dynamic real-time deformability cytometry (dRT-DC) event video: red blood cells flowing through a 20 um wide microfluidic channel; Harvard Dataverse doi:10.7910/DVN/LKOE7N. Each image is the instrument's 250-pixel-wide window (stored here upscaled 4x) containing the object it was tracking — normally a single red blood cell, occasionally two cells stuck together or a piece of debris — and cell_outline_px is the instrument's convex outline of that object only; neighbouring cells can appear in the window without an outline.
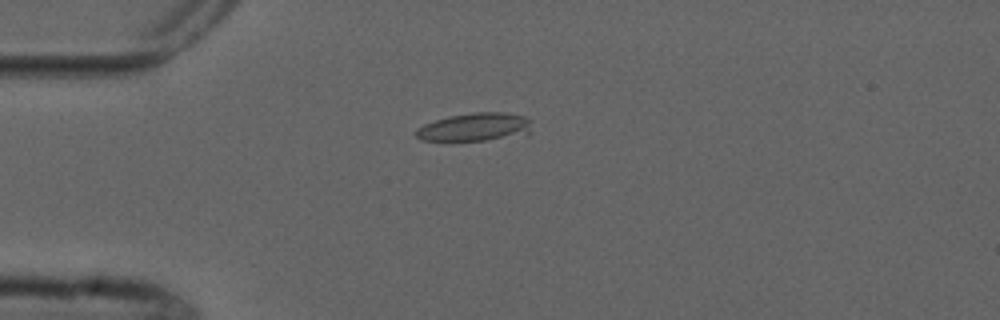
{"species": "common noctule bat (a hibernating species)", "species_latin": "Nyctalus noctula", "temperature_condition": "cold", "stored_images_in_passage": 7, "camera_frame_rate_fps": 3000, "um_per_image_px": 0.085, "animal": {"sex": "male", "forearm_length_mm": 52.5}, "frame": {"image": 1, "passage_image": 5, "time_ms": 4.667, "image_size_px": [1000, 320], "cell_outline_px": [[532, 132], [528, 136], [484, 140], [420, 140], [416, 136], [416, 128], [424, 124], [448, 116], [472, 112], [504, 112], [528, 116]], "centroid_in_image_um": [40.46, 10.8], "position_along_channel_um": 44.5, "area_um2": 19.36}}
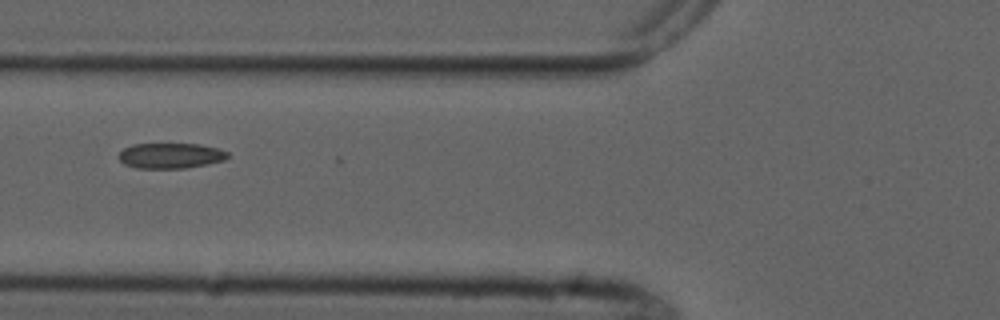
{"frame": {"image": 2, "passage_image": 7, "time_ms": 7.0, "image_size_px": [1000, 320], "cell_outline_px": [[228, 156], [224, 160], [208, 164], [184, 168], [136, 168], [124, 164], [120, 160], [120, 152], [124, 148], [132, 144], [200, 144], [216, 148], [228, 152]], "centroid_in_image_um": [14.49, 13.23], "position_along_channel_um": 111.3, "area_um2": 16.01}}